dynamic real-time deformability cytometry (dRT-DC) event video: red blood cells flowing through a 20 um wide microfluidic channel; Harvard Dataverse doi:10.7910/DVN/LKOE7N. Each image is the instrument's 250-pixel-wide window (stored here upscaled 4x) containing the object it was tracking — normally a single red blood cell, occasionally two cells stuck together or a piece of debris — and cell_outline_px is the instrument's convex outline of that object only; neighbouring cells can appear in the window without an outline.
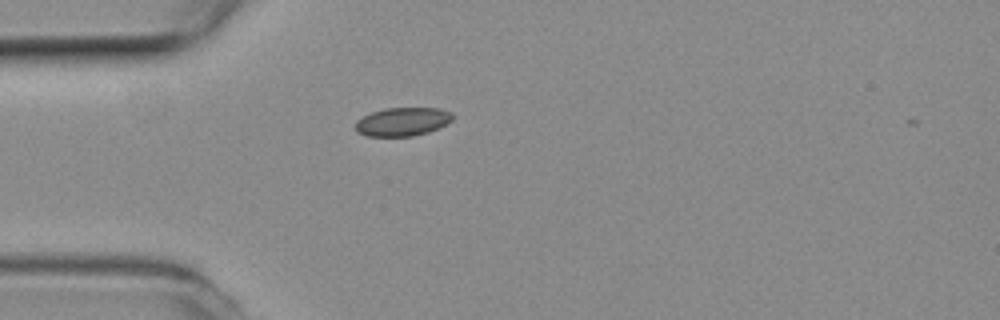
{"species": "common noctule bat (a hibernating species)", "species_latin": "Nyctalus noctula", "temperature_condition": "room temperature", "stored_images_in_passage": 38, "camera_frame_rate_fps": 3000, "um_per_image_px": 0.085, "animal": {"sex": "female", "body_mass_g": 19.3, "forearm_length_mm": 54.1}, "frame": {"image": 1, "passage_image": 1, "time_ms": 0.0, "image_size_px": [1000, 320], "cell_outline_px": [[452, 120], [428, 132], [412, 136], [368, 136], [356, 132], [356, 120], [372, 112], [384, 108], [440, 108], [452, 112]], "centroid_in_image_um": [34.19, 10.34], "position_along_channel_um": 50.8, "area_um2": 16.01}}
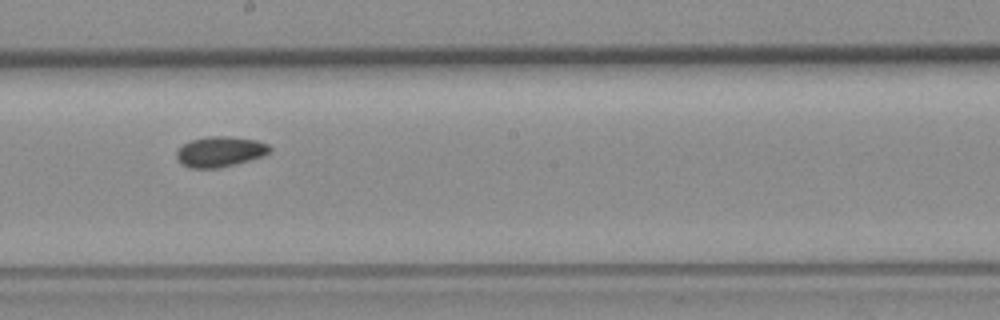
{"frame": {"image": 2, "passage_image": 16, "time_ms": 5.0, "image_size_px": [1000, 320], "cell_outline_px": [[272, 148], [264, 156], [216, 168], [192, 168], [184, 164], [176, 156], [176, 152], [184, 144], [192, 140], [208, 136], [228, 136], [256, 140], [268, 144]], "centroid_in_image_um": [18.73, 12.87], "position_along_channel_um": 229.5, "area_um2": 16.13}}
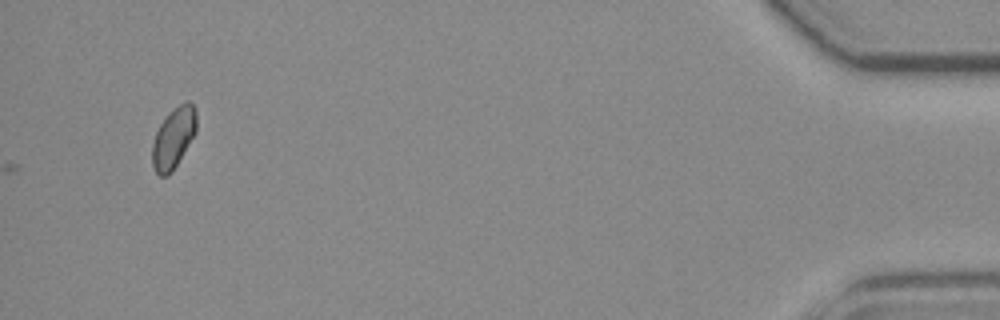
{"frame": {"image": 3, "passage_image": 38, "time_ms": 12.333, "image_size_px": [1000, 320], "cell_outline_px": [[196, 132], [172, 172], [168, 176], [160, 176], [156, 172], [152, 164], [152, 144], [156, 132], [160, 124], [168, 112], [172, 108], [188, 100], [196, 108]], "centroid_in_image_um": [14.74, 11.7], "position_along_channel_um": 420.5, "area_um2": 15.72}, "authors_computed_cell_mechanics": {"area_um2": 15.8083, "velocity_mm_per_s": 3.754, "shape_relaxation_time_tau1_ms": null, "shape_relaxation_time_tau2_ms": 3.3933, "deformation_change_tau1": null, "deformation_change_tau2": 0.0487}}